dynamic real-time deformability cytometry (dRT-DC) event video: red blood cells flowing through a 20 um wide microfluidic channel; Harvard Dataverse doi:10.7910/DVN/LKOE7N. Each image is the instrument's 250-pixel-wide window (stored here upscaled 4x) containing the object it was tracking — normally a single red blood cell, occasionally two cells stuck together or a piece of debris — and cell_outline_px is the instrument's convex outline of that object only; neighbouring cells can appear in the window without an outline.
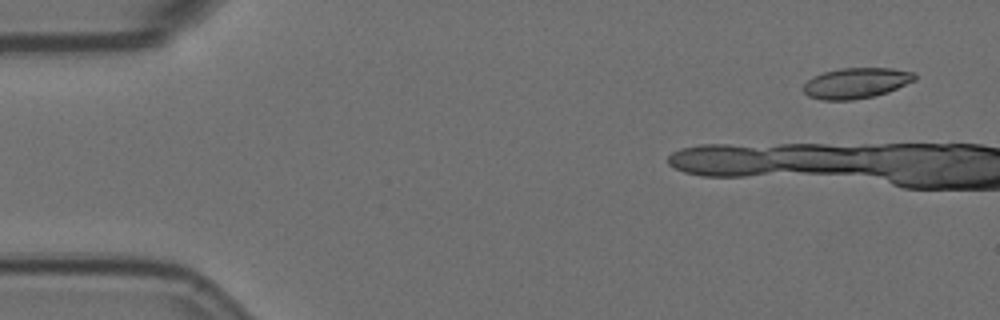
{"species": "Egyptian fruit bat (a non-hibernating species)", "species_latin": "Rousettus aegyptiacus", "temperature_condition": "room temperature", "stored_images_in_passage": 5, "camera_frame_rate_fps": 3000, "um_per_image_px": 0.085, "animal": {"sex": "female"}, "frame": {"image": 1, "passage_image": 1, "time_ms": 0.0, "image_size_px": [1000, 320], "cell_outline_px": [[916, 80], [888, 92], [872, 96], [852, 100], [820, 100], [808, 96], [804, 92], [804, 84], [808, 80], [824, 72], [840, 68], [892, 68], [916, 72]], "centroid_in_image_um": [72.81, 7.06], "position_along_channel_um": 12.2, "area_um2": 19.83}}